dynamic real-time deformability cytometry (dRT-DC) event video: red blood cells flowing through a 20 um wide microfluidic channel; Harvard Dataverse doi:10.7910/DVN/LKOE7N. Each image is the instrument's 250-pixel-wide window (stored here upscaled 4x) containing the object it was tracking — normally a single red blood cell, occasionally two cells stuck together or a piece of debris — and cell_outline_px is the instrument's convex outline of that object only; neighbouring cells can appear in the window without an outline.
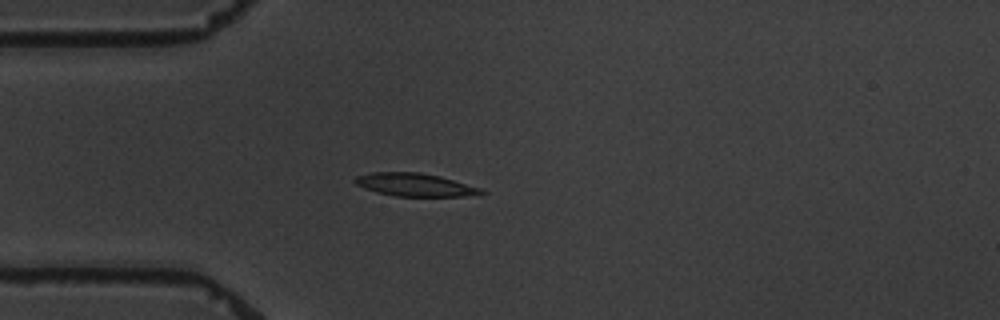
{"species": "common noctule bat (a hibernating species)", "species_latin": "Nyctalus noctula", "temperature_condition": "warm", "stored_images_in_passage": 4, "camera_frame_rate_fps": 3000, "um_per_image_px": 0.085, "animal": {"sex": "male", "body_mass_g": 19.5, "forearm_length_mm": 54.6}, "frame": {"image": 1, "passage_image": 3, "time_ms": 3.333, "image_size_px": [1000, 320], "cell_outline_px": [[488, 192], [464, 196], [396, 196], [376, 192], [364, 188], [356, 184], [352, 180], [356, 176], [372, 172], [420, 172], [440, 176], [480, 188]], "centroid_in_image_um": [35.22, 15.7], "position_along_channel_um": 49.8, "area_um2": 16.82}}